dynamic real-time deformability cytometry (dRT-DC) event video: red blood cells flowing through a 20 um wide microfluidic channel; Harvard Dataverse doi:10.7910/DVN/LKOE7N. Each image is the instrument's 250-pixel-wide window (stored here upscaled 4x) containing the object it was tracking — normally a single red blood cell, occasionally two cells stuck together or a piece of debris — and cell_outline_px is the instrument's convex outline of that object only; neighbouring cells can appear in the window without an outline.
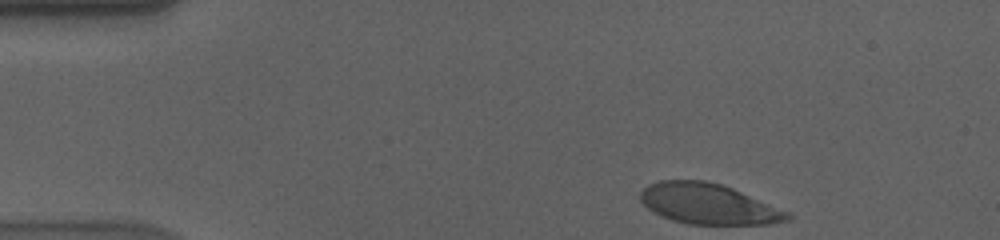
{"species": "human", "species_latin": "Homo sapiens", "temperature_condition": "cold", "stored_images_in_passage": 42, "camera_frame_rate_fps": 3000, "um_per_image_px": 0.085, "donor": {"sex": "male"}, "frame": {"image": 1, "passage_image": 1, "time_ms": 0.0, "image_size_px": [1000, 240], "cell_outline_px": [[792, 220], [768, 224], [688, 224], [672, 220], [660, 216], [652, 212], [640, 200], [640, 192], [648, 184], [660, 180], [704, 180], [720, 184], [732, 188], [792, 212]], "centroid_in_image_um": [60.24, 17.34], "position_along_channel_um": 24.8, "area_um2": 35.03}}
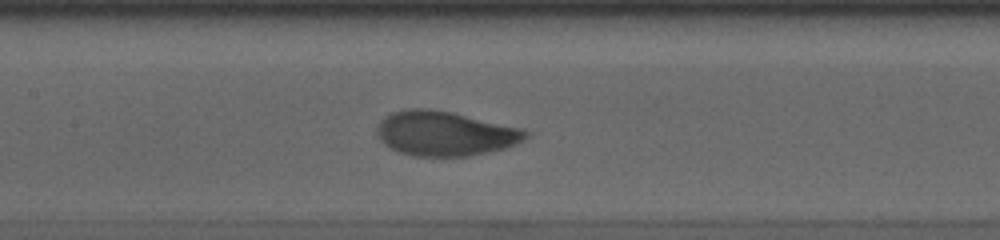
{"frame": {"image": 2, "passage_image": 20, "time_ms": 6.333, "image_size_px": [1000, 240], "cell_outline_px": [[528, 136], [524, 140], [516, 144], [504, 148], [488, 152], [468, 156], [412, 156], [388, 148], [380, 140], [376, 132], [376, 124], [384, 116], [392, 112], [408, 108], [424, 108], [452, 112], [524, 128], [528, 132]], "centroid_in_image_um": [37.79, 11.34], "position_along_channel_um": 169.6, "area_um2": 39.02}}
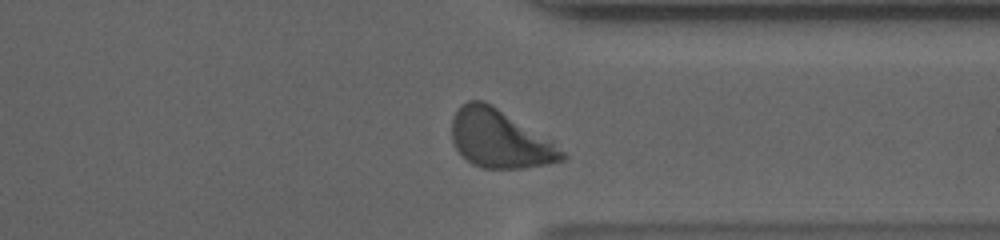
{"frame": {"image": 3, "passage_image": 37, "time_ms": 12.0, "image_size_px": [1000, 240], "cell_outline_px": [[568, 156], [564, 160], [548, 164], [524, 168], [480, 168], [472, 164], [456, 148], [452, 140], [452, 116], [460, 104], [468, 100], [484, 100], [492, 104], [552, 140]], "centroid_in_image_um": [42.48, 11.79], "position_along_channel_um": 368.9, "area_um2": 37.57}, "authors_computed_cell_mechanics": {"area_um2": 37.6567, "velocity_mm_per_s": 3.5361, "shape_relaxation_time_tau1_ms": 3.6188, "shape_relaxation_time_tau2_ms": null, "deformation_change_tau1": 0.1652, "deformation_change_tau2": null}}